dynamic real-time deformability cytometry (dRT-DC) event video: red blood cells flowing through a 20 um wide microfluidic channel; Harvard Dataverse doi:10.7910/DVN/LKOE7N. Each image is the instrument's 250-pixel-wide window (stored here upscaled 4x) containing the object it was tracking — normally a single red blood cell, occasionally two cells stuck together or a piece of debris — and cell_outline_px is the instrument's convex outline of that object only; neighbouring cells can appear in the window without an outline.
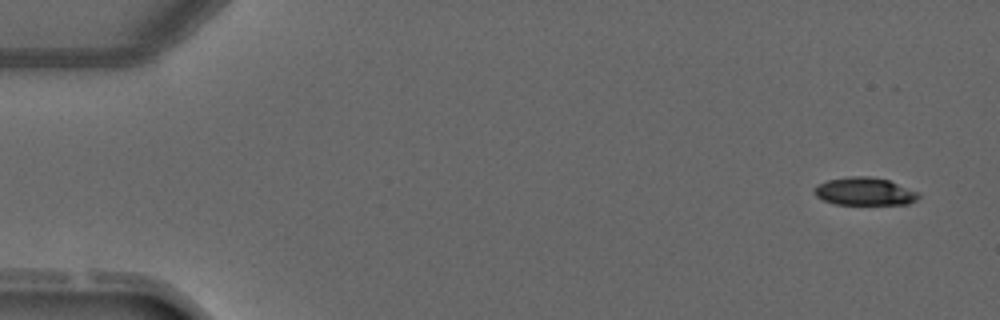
{"species": "common noctule bat (a hibernating species)", "species_latin": "Nyctalus noctula", "temperature_condition": "warm", "stored_images_in_passage": 4, "segment_of_instrument_passage": [1, 2], "camera_frame_rate_fps": 3000, "um_per_image_px": 0.085, "animal": {"sex": "male", "forearm_length_mm": 52.5}, "frame": {"image": 1, "passage_image": 1, "time_ms": 0.0, "image_size_px": [1000, 320], "cell_outline_px": [[920, 196], [916, 200], [908, 204], [836, 204], [824, 200], [816, 196], [812, 192], [812, 188], [828, 180], [848, 176], [868, 176], [888, 180], [920, 192]], "centroid_in_image_um": [73.49, 16.27], "position_along_channel_um": 11.5, "area_um2": 16.94}}